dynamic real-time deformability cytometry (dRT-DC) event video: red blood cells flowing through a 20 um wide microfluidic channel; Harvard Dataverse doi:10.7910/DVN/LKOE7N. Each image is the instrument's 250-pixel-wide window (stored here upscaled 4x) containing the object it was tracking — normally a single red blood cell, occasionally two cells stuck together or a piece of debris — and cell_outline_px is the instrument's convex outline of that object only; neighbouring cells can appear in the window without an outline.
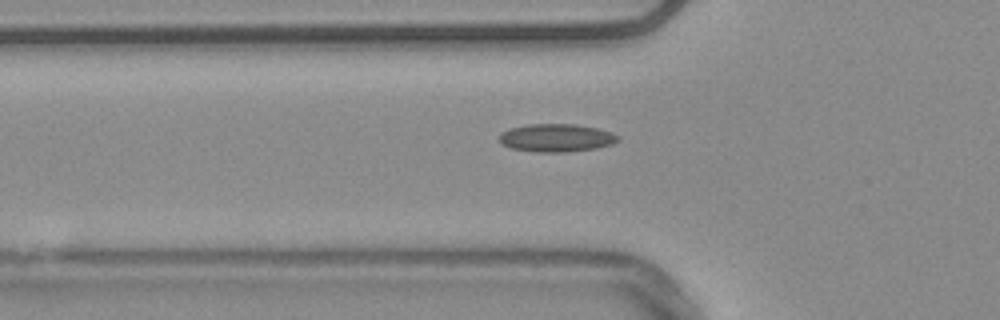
{"species": "common noctule bat (a hibernating species)", "species_latin": "Nyctalus noctula", "temperature_condition": "warm", "stored_images_in_passage": 42, "camera_frame_rate_fps": 3000, "um_per_image_px": 0.085, "animal": {"sex": "male", "body_mass_g": 20.4}, "frame": {"image": 1, "passage_image": 7, "time_ms": 2.0, "image_size_px": [1000, 320], "cell_outline_px": [[620, 140], [612, 144], [596, 148], [564, 152], [532, 152], [512, 148], [500, 144], [500, 132], [508, 128], [528, 124], [572, 124], [596, 128], [612, 132], [620, 136]], "centroid_in_image_um": [47.27, 11.72], "position_along_channel_um": 78.5, "area_um2": 19.48}}